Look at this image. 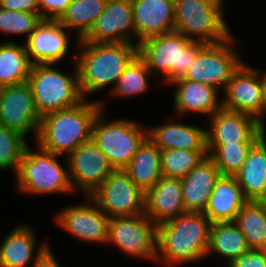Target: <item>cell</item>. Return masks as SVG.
<instances>
[{
    "label": "cell",
    "mask_w": 266,
    "mask_h": 267,
    "mask_svg": "<svg viewBox=\"0 0 266 267\" xmlns=\"http://www.w3.org/2000/svg\"><path fill=\"white\" fill-rule=\"evenodd\" d=\"M212 222L201 212H184L157 226L156 262L176 267L204 260ZM176 265V266H175Z\"/></svg>",
    "instance_id": "6da1fadb"
},
{
    "label": "cell",
    "mask_w": 266,
    "mask_h": 267,
    "mask_svg": "<svg viewBox=\"0 0 266 267\" xmlns=\"http://www.w3.org/2000/svg\"><path fill=\"white\" fill-rule=\"evenodd\" d=\"M79 51L73 53L78 71L81 93L99 92L116 85L128 64L138 55V45L134 43H94L76 40ZM113 86V87H112Z\"/></svg>",
    "instance_id": "7a4b0ae2"
},
{
    "label": "cell",
    "mask_w": 266,
    "mask_h": 267,
    "mask_svg": "<svg viewBox=\"0 0 266 267\" xmlns=\"http://www.w3.org/2000/svg\"><path fill=\"white\" fill-rule=\"evenodd\" d=\"M101 110L100 100L84 99L74 107L44 115L36 144L46 151L67 157L79 145L92 139L93 123Z\"/></svg>",
    "instance_id": "3957f363"
},
{
    "label": "cell",
    "mask_w": 266,
    "mask_h": 267,
    "mask_svg": "<svg viewBox=\"0 0 266 267\" xmlns=\"http://www.w3.org/2000/svg\"><path fill=\"white\" fill-rule=\"evenodd\" d=\"M205 45L172 31L142 41L138 44V55L153 75L162 74L161 81L166 85L186 74Z\"/></svg>",
    "instance_id": "277c9868"
},
{
    "label": "cell",
    "mask_w": 266,
    "mask_h": 267,
    "mask_svg": "<svg viewBox=\"0 0 266 267\" xmlns=\"http://www.w3.org/2000/svg\"><path fill=\"white\" fill-rule=\"evenodd\" d=\"M58 154L42 149L38 144L32 151L27 146L15 173L17 190L31 195L73 193L67 157L65 166L58 161ZM66 167V168H65Z\"/></svg>",
    "instance_id": "5b68a950"
},
{
    "label": "cell",
    "mask_w": 266,
    "mask_h": 267,
    "mask_svg": "<svg viewBox=\"0 0 266 267\" xmlns=\"http://www.w3.org/2000/svg\"><path fill=\"white\" fill-rule=\"evenodd\" d=\"M56 64L32 65L28 84L31 87L35 108L40 117L78 105L83 97L78 80V71L73 63V75L60 72Z\"/></svg>",
    "instance_id": "8992f818"
},
{
    "label": "cell",
    "mask_w": 266,
    "mask_h": 267,
    "mask_svg": "<svg viewBox=\"0 0 266 267\" xmlns=\"http://www.w3.org/2000/svg\"><path fill=\"white\" fill-rule=\"evenodd\" d=\"M100 103L102 110L94 120L92 139L114 169H124L148 137V127L144 128L140 123L129 119L115 118L108 121L103 113L105 103Z\"/></svg>",
    "instance_id": "52a82bcc"
},
{
    "label": "cell",
    "mask_w": 266,
    "mask_h": 267,
    "mask_svg": "<svg viewBox=\"0 0 266 267\" xmlns=\"http://www.w3.org/2000/svg\"><path fill=\"white\" fill-rule=\"evenodd\" d=\"M174 31L193 42L216 44L232 33L224 15L201 0H174Z\"/></svg>",
    "instance_id": "ba28073f"
},
{
    "label": "cell",
    "mask_w": 266,
    "mask_h": 267,
    "mask_svg": "<svg viewBox=\"0 0 266 267\" xmlns=\"http://www.w3.org/2000/svg\"><path fill=\"white\" fill-rule=\"evenodd\" d=\"M235 41L231 35L220 43L206 44L197 54L192 67L179 79L201 82L224 91L233 74L245 62L234 46Z\"/></svg>",
    "instance_id": "9c48e42d"
},
{
    "label": "cell",
    "mask_w": 266,
    "mask_h": 267,
    "mask_svg": "<svg viewBox=\"0 0 266 267\" xmlns=\"http://www.w3.org/2000/svg\"><path fill=\"white\" fill-rule=\"evenodd\" d=\"M107 244H113L126 256L156 264L157 225L145 214L111 217Z\"/></svg>",
    "instance_id": "30bf717a"
},
{
    "label": "cell",
    "mask_w": 266,
    "mask_h": 267,
    "mask_svg": "<svg viewBox=\"0 0 266 267\" xmlns=\"http://www.w3.org/2000/svg\"><path fill=\"white\" fill-rule=\"evenodd\" d=\"M89 197L109 218L145 213V193L124 169H114Z\"/></svg>",
    "instance_id": "8fae6325"
},
{
    "label": "cell",
    "mask_w": 266,
    "mask_h": 267,
    "mask_svg": "<svg viewBox=\"0 0 266 267\" xmlns=\"http://www.w3.org/2000/svg\"><path fill=\"white\" fill-rule=\"evenodd\" d=\"M85 199V203L62 208L55 214V223L80 241L107 245L110 218L89 196Z\"/></svg>",
    "instance_id": "7c38bea8"
},
{
    "label": "cell",
    "mask_w": 266,
    "mask_h": 267,
    "mask_svg": "<svg viewBox=\"0 0 266 267\" xmlns=\"http://www.w3.org/2000/svg\"><path fill=\"white\" fill-rule=\"evenodd\" d=\"M67 161L72 188L83 196L92 194L114 170L93 139L79 145Z\"/></svg>",
    "instance_id": "4fadbf2b"
},
{
    "label": "cell",
    "mask_w": 266,
    "mask_h": 267,
    "mask_svg": "<svg viewBox=\"0 0 266 267\" xmlns=\"http://www.w3.org/2000/svg\"><path fill=\"white\" fill-rule=\"evenodd\" d=\"M40 120L28 82L0 87V124L36 141Z\"/></svg>",
    "instance_id": "5bb4252c"
},
{
    "label": "cell",
    "mask_w": 266,
    "mask_h": 267,
    "mask_svg": "<svg viewBox=\"0 0 266 267\" xmlns=\"http://www.w3.org/2000/svg\"><path fill=\"white\" fill-rule=\"evenodd\" d=\"M223 94V108L249 114L266 127L263 120L261 70L254 69L245 61L228 81Z\"/></svg>",
    "instance_id": "9a60e30c"
},
{
    "label": "cell",
    "mask_w": 266,
    "mask_h": 267,
    "mask_svg": "<svg viewBox=\"0 0 266 267\" xmlns=\"http://www.w3.org/2000/svg\"><path fill=\"white\" fill-rule=\"evenodd\" d=\"M209 119L207 144L255 143L266 131L255 117L223 107Z\"/></svg>",
    "instance_id": "2e32d148"
},
{
    "label": "cell",
    "mask_w": 266,
    "mask_h": 267,
    "mask_svg": "<svg viewBox=\"0 0 266 267\" xmlns=\"http://www.w3.org/2000/svg\"><path fill=\"white\" fill-rule=\"evenodd\" d=\"M133 37V38H132ZM131 0H107L103 13L83 38L94 43L136 44Z\"/></svg>",
    "instance_id": "e0dca14e"
},
{
    "label": "cell",
    "mask_w": 266,
    "mask_h": 267,
    "mask_svg": "<svg viewBox=\"0 0 266 267\" xmlns=\"http://www.w3.org/2000/svg\"><path fill=\"white\" fill-rule=\"evenodd\" d=\"M67 30L58 20H42L25 40L30 62L57 64L64 60L70 46Z\"/></svg>",
    "instance_id": "ac0fdd59"
},
{
    "label": "cell",
    "mask_w": 266,
    "mask_h": 267,
    "mask_svg": "<svg viewBox=\"0 0 266 267\" xmlns=\"http://www.w3.org/2000/svg\"><path fill=\"white\" fill-rule=\"evenodd\" d=\"M136 44L174 31V0H131Z\"/></svg>",
    "instance_id": "d6986e66"
},
{
    "label": "cell",
    "mask_w": 266,
    "mask_h": 267,
    "mask_svg": "<svg viewBox=\"0 0 266 267\" xmlns=\"http://www.w3.org/2000/svg\"><path fill=\"white\" fill-rule=\"evenodd\" d=\"M184 212L182 182L179 178L162 176L145 193V214L157 226Z\"/></svg>",
    "instance_id": "ffe728a7"
},
{
    "label": "cell",
    "mask_w": 266,
    "mask_h": 267,
    "mask_svg": "<svg viewBox=\"0 0 266 267\" xmlns=\"http://www.w3.org/2000/svg\"><path fill=\"white\" fill-rule=\"evenodd\" d=\"M169 85H176L173 102L178 116L197 113L209 118L222 108L220 92L215 87L188 79H176Z\"/></svg>",
    "instance_id": "44dd1931"
},
{
    "label": "cell",
    "mask_w": 266,
    "mask_h": 267,
    "mask_svg": "<svg viewBox=\"0 0 266 267\" xmlns=\"http://www.w3.org/2000/svg\"><path fill=\"white\" fill-rule=\"evenodd\" d=\"M36 236L26 224L11 230L0 244V267H32L49 247L46 242L37 245Z\"/></svg>",
    "instance_id": "7402d4cb"
},
{
    "label": "cell",
    "mask_w": 266,
    "mask_h": 267,
    "mask_svg": "<svg viewBox=\"0 0 266 267\" xmlns=\"http://www.w3.org/2000/svg\"><path fill=\"white\" fill-rule=\"evenodd\" d=\"M220 176V170L207 156L181 179L183 204L186 212L204 213Z\"/></svg>",
    "instance_id": "603a6c76"
},
{
    "label": "cell",
    "mask_w": 266,
    "mask_h": 267,
    "mask_svg": "<svg viewBox=\"0 0 266 267\" xmlns=\"http://www.w3.org/2000/svg\"><path fill=\"white\" fill-rule=\"evenodd\" d=\"M148 127V138L161 150H207L206 130L181 122Z\"/></svg>",
    "instance_id": "cb8c5ba5"
},
{
    "label": "cell",
    "mask_w": 266,
    "mask_h": 267,
    "mask_svg": "<svg viewBox=\"0 0 266 267\" xmlns=\"http://www.w3.org/2000/svg\"><path fill=\"white\" fill-rule=\"evenodd\" d=\"M248 201L234 176L221 175L214 186L204 214L212 223L234 221Z\"/></svg>",
    "instance_id": "d4e9b609"
},
{
    "label": "cell",
    "mask_w": 266,
    "mask_h": 267,
    "mask_svg": "<svg viewBox=\"0 0 266 267\" xmlns=\"http://www.w3.org/2000/svg\"><path fill=\"white\" fill-rule=\"evenodd\" d=\"M234 177L249 201H266V132L250 148Z\"/></svg>",
    "instance_id": "484cf974"
},
{
    "label": "cell",
    "mask_w": 266,
    "mask_h": 267,
    "mask_svg": "<svg viewBox=\"0 0 266 267\" xmlns=\"http://www.w3.org/2000/svg\"><path fill=\"white\" fill-rule=\"evenodd\" d=\"M124 170L146 193L162 177L161 149L147 137Z\"/></svg>",
    "instance_id": "4316f807"
},
{
    "label": "cell",
    "mask_w": 266,
    "mask_h": 267,
    "mask_svg": "<svg viewBox=\"0 0 266 267\" xmlns=\"http://www.w3.org/2000/svg\"><path fill=\"white\" fill-rule=\"evenodd\" d=\"M250 249L245 236L233 221L212 224L206 256L220 255L228 266Z\"/></svg>",
    "instance_id": "83f0119b"
},
{
    "label": "cell",
    "mask_w": 266,
    "mask_h": 267,
    "mask_svg": "<svg viewBox=\"0 0 266 267\" xmlns=\"http://www.w3.org/2000/svg\"><path fill=\"white\" fill-rule=\"evenodd\" d=\"M25 44L15 41L0 44V87L28 81L32 68Z\"/></svg>",
    "instance_id": "f1b7e54d"
},
{
    "label": "cell",
    "mask_w": 266,
    "mask_h": 267,
    "mask_svg": "<svg viewBox=\"0 0 266 267\" xmlns=\"http://www.w3.org/2000/svg\"><path fill=\"white\" fill-rule=\"evenodd\" d=\"M233 222L251 249L266 250V201H248Z\"/></svg>",
    "instance_id": "f546056e"
},
{
    "label": "cell",
    "mask_w": 266,
    "mask_h": 267,
    "mask_svg": "<svg viewBox=\"0 0 266 267\" xmlns=\"http://www.w3.org/2000/svg\"><path fill=\"white\" fill-rule=\"evenodd\" d=\"M107 0H72L58 20L68 30H77V40L83 39L103 13Z\"/></svg>",
    "instance_id": "4dcf8cb0"
},
{
    "label": "cell",
    "mask_w": 266,
    "mask_h": 267,
    "mask_svg": "<svg viewBox=\"0 0 266 267\" xmlns=\"http://www.w3.org/2000/svg\"><path fill=\"white\" fill-rule=\"evenodd\" d=\"M153 77L146 62L137 55L125 68L114 88L110 91L112 96L135 97L144 94L150 87L149 78Z\"/></svg>",
    "instance_id": "1f68e13d"
},
{
    "label": "cell",
    "mask_w": 266,
    "mask_h": 267,
    "mask_svg": "<svg viewBox=\"0 0 266 267\" xmlns=\"http://www.w3.org/2000/svg\"><path fill=\"white\" fill-rule=\"evenodd\" d=\"M207 156V150H161L162 176L182 179Z\"/></svg>",
    "instance_id": "d6a6232c"
},
{
    "label": "cell",
    "mask_w": 266,
    "mask_h": 267,
    "mask_svg": "<svg viewBox=\"0 0 266 267\" xmlns=\"http://www.w3.org/2000/svg\"><path fill=\"white\" fill-rule=\"evenodd\" d=\"M253 144H207L208 156L214 161L221 175L235 176Z\"/></svg>",
    "instance_id": "836d02e7"
},
{
    "label": "cell",
    "mask_w": 266,
    "mask_h": 267,
    "mask_svg": "<svg viewBox=\"0 0 266 267\" xmlns=\"http://www.w3.org/2000/svg\"><path fill=\"white\" fill-rule=\"evenodd\" d=\"M21 133L0 124V171L12 169L16 173L28 146Z\"/></svg>",
    "instance_id": "e575fe53"
},
{
    "label": "cell",
    "mask_w": 266,
    "mask_h": 267,
    "mask_svg": "<svg viewBox=\"0 0 266 267\" xmlns=\"http://www.w3.org/2000/svg\"><path fill=\"white\" fill-rule=\"evenodd\" d=\"M42 21L40 14L4 10L0 7V33L7 35H27V38Z\"/></svg>",
    "instance_id": "d590c367"
},
{
    "label": "cell",
    "mask_w": 266,
    "mask_h": 267,
    "mask_svg": "<svg viewBox=\"0 0 266 267\" xmlns=\"http://www.w3.org/2000/svg\"><path fill=\"white\" fill-rule=\"evenodd\" d=\"M72 0H38L42 20H59Z\"/></svg>",
    "instance_id": "8d00e7d4"
},
{
    "label": "cell",
    "mask_w": 266,
    "mask_h": 267,
    "mask_svg": "<svg viewBox=\"0 0 266 267\" xmlns=\"http://www.w3.org/2000/svg\"><path fill=\"white\" fill-rule=\"evenodd\" d=\"M227 267H266V250L250 249Z\"/></svg>",
    "instance_id": "74e56055"
},
{
    "label": "cell",
    "mask_w": 266,
    "mask_h": 267,
    "mask_svg": "<svg viewBox=\"0 0 266 267\" xmlns=\"http://www.w3.org/2000/svg\"><path fill=\"white\" fill-rule=\"evenodd\" d=\"M0 7L4 10L40 14L38 0H0Z\"/></svg>",
    "instance_id": "f35d334b"
},
{
    "label": "cell",
    "mask_w": 266,
    "mask_h": 267,
    "mask_svg": "<svg viewBox=\"0 0 266 267\" xmlns=\"http://www.w3.org/2000/svg\"><path fill=\"white\" fill-rule=\"evenodd\" d=\"M49 246L32 267H62Z\"/></svg>",
    "instance_id": "ab89813d"
},
{
    "label": "cell",
    "mask_w": 266,
    "mask_h": 267,
    "mask_svg": "<svg viewBox=\"0 0 266 267\" xmlns=\"http://www.w3.org/2000/svg\"><path fill=\"white\" fill-rule=\"evenodd\" d=\"M261 82L263 87V119L266 117V72L261 69Z\"/></svg>",
    "instance_id": "60d3db41"
},
{
    "label": "cell",
    "mask_w": 266,
    "mask_h": 267,
    "mask_svg": "<svg viewBox=\"0 0 266 267\" xmlns=\"http://www.w3.org/2000/svg\"><path fill=\"white\" fill-rule=\"evenodd\" d=\"M202 2H205L208 5L213 6L214 8L218 9L223 15H224V2L223 0H201ZM224 10V11H223Z\"/></svg>",
    "instance_id": "b9f144b4"
}]
</instances>
